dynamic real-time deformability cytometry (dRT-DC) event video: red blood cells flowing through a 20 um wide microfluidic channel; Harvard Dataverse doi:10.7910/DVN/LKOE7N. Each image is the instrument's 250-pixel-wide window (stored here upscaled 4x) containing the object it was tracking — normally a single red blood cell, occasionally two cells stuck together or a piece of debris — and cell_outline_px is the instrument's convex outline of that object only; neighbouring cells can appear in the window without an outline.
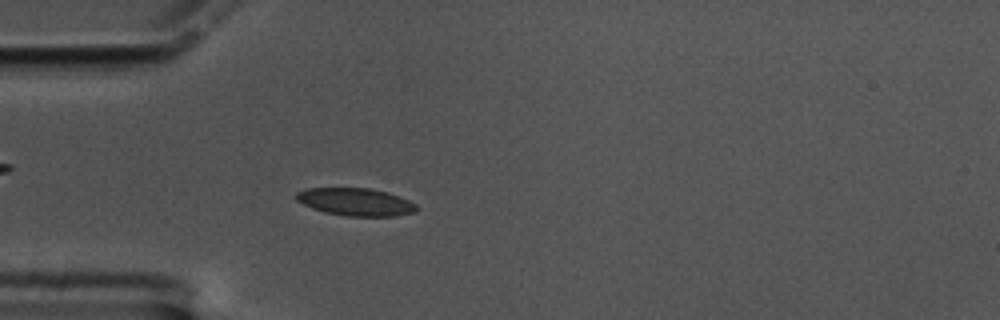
{"species": "common noctule bat (a hibernating species)", "species_latin": "Nyctalus noctula", "temperature_condition": "cold", "stored_images_in_passage": 57, "camera_frame_rate_fps": 3000, "um_per_image_px": 0.085, "animal": {"sex": "male", "body_mass_g": 17.5, "forearm_length_mm": 52.3}, "frame": {"image": 1, "passage_image": 15, "time_ms": 4.667, "image_size_px": [1000, 320], "cell_outline_px": [[420, 208], [416, 212], [396, 216], [344, 216], [324, 212], [312, 208], [296, 200], [296, 192], [308, 188], [368, 188], [388, 192], [408, 200], [416, 204]], "centroid_in_image_um": [30.26, 17.17], "position_along_channel_um": 54.7, "area_um2": 19.48}}
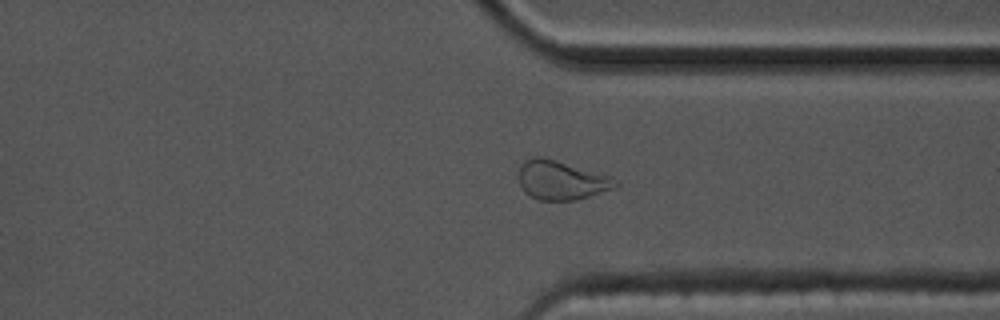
{"frame": {"image": 2, "passage_image": 43, "time_ms": 14.0, "image_size_px": [1000, 320], "cell_outline_px": [[620, 184], [616, 188], [576, 200], [536, 200], [528, 196], [524, 192], [520, 184], [520, 164], [524, 160], [532, 156], [540, 156], [556, 160], [612, 176]], "centroid_in_image_um": [47.72, 15.32], "position_along_channel_um": 363.7, "area_um2": 22.25}}
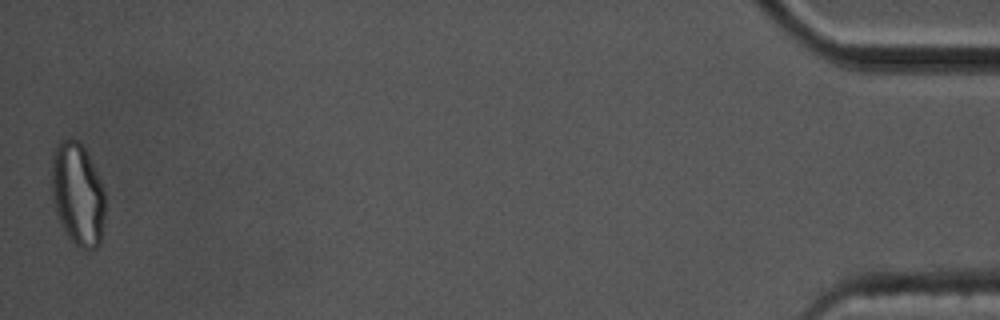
{"frame": {"image": 3, "passage_image": 57, "time_ms": 18.667, "image_size_px": [1000, 320], "cell_outline_px": [[104, 216], [100, 244], [96, 248], [88, 252], [72, 244], [56, 212], [52, 200], [52, 152], [60, 140], [72, 136], [80, 140], [100, 180], [104, 192]], "centroid_in_image_um": [6.59, 16.5], "position_along_channel_um": 428.6, "area_um2": 32.31}, "authors_computed_cell_mechanics": {"area_um2": 19.1318, "velocity_mm_per_s": 3.3693, "shape_relaxation_time_tau1_ms": 2.0628, "shape_relaxation_time_tau2_ms": 1.2005, "deformation_change_tau1": 0.0858, "deformation_change_tau2": 0.0549}}